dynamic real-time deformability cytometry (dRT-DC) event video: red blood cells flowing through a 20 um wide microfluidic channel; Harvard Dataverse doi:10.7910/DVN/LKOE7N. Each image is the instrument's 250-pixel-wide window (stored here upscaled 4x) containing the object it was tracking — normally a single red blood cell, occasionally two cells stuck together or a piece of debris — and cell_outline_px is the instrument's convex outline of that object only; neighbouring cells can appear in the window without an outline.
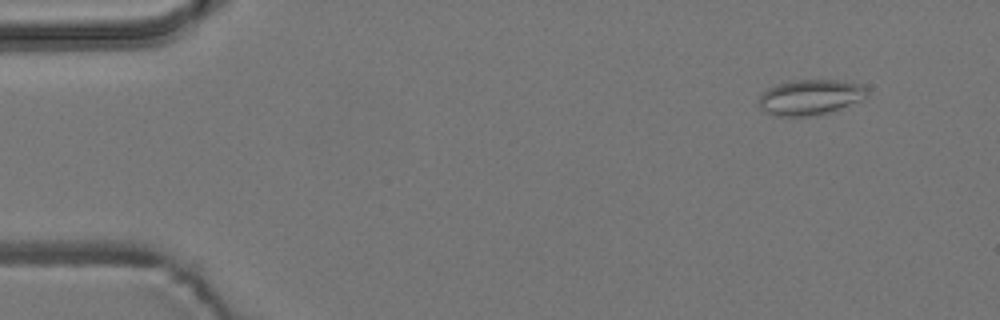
{"species": "common noctule bat (a hibernating species)", "species_latin": "Nyctalus noctula", "temperature_condition": "room temperature", "stored_images_in_passage": 5, "camera_frame_rate_fps": 3000, "um_per_image_px": 0.085, "animal": {"sex": "male", "body_mass_g": 19.2, "forearm_length_mm": 51.8}, "frame": {"image": 1, "passage_image": 2, "time_ms": 1.0, "image_size_px": [1000, 320], "cell_outline_px": [[868, 96], [860, 100], [828, 112], [812, 116], [776, 116], [764, 112], [760, 108], [760, 96], [768, 88], [792, 80], [836, 80], [864, 84], [868, 92]], "centroid_in_image_um": [68.88, 8.26], "position_along_channel_um": 16.1, "area_um2": 22.14}}